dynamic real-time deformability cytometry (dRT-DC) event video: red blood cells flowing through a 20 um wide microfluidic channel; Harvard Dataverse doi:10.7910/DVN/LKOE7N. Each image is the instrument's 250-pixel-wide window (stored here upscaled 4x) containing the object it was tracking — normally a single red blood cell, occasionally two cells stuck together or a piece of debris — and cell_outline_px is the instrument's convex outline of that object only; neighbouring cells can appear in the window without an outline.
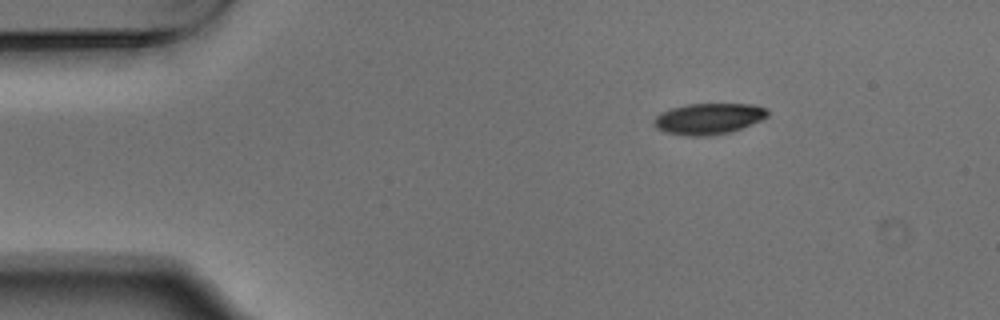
{"species": "Egyptian fruit bat (a non-hibernating species)", "species_latin": "Rousettus aegyptiacus", "temperature_condition": "warm", "stored_images_in_passage": 47, "camera_frame_rate_fps": 3000, "um_per_image_px": 0.085, "animal": {"sex": "male"}, "frame": {"image": 1, "passage_image": 1, "time_ms": 0.0, "image_size_px": [1000, 320], "cell_outline_px": [[768, 116], [760, 120], [740, 128], [728, 132], [708, 136], [688, 136], [664, 132], [656, 128], [652, 124], [652, 120], [660, 112], [672, 108], [688, 104], [756, 104], [768, 108]], "centroid_in_image_um": [60.19, 10.08], "position_along_channel_um": 24.8, "area_um2": 20.63}}
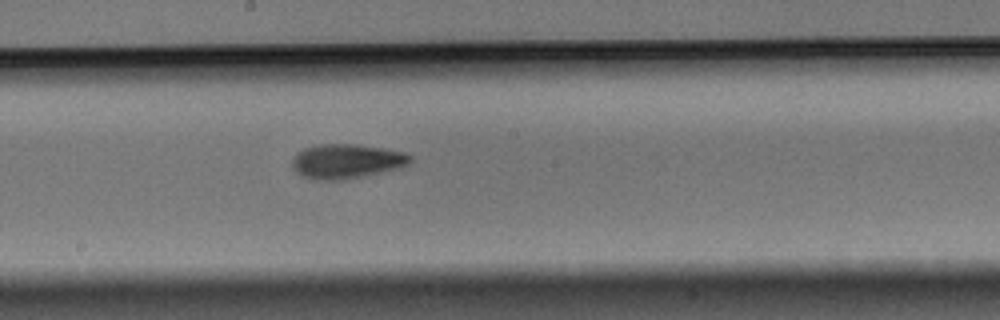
{"frame": {"image": 2, "passage_image": 22, "time_ms": 7.0, "image_size_px": [1000, 320], "cell_outline_px": [[412, 160], [408, 164], [400, 168], [344, 180], [312, 180], [300, 176], [296, 172], [292, 164], [292, 160], [296, 152], [304, 148], [320, 144], [356, 144], [384, 148], [404, 152], [412, 156]], "centroid_in_image_um": [29.44, 13.71], "position_along_channel_um": 218.8, "area_um2": 23.99}}
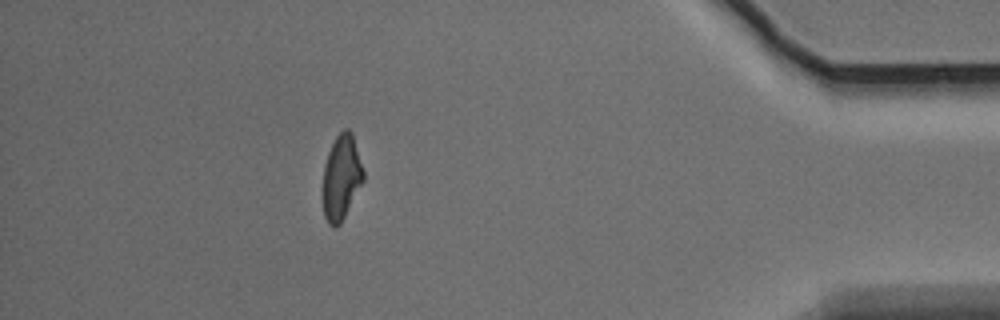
{"frame": {"image": 3, "passage_image": 41, "time_ms": 13.333, "image_size_px": [1000, 320], "cell_outline_px": [[364, 180], [340, 224], [336, 228], [332, 228], [328, 224], [324, 216], [324, 164], [328, 152], [336, 136], [344, 128], [348, 128], [352, 132], [364, 172]], "centroid_in_image_um": [29.03, 15.07], "position_along_channel_um": 406.2, "area_um2": 19.88}, "authors_computed_cell_mechanics": {"area_um2": 21.5594, "velocity_mm_per_s": 3.7295, "shape_relaxation_time_tau1_ms": 4.2382, "shape_relaxation_time_tau2_ms": 3.6216, "deformation_change_tau1": 0.1505, "deformation_change_tau2": 0.1039}}